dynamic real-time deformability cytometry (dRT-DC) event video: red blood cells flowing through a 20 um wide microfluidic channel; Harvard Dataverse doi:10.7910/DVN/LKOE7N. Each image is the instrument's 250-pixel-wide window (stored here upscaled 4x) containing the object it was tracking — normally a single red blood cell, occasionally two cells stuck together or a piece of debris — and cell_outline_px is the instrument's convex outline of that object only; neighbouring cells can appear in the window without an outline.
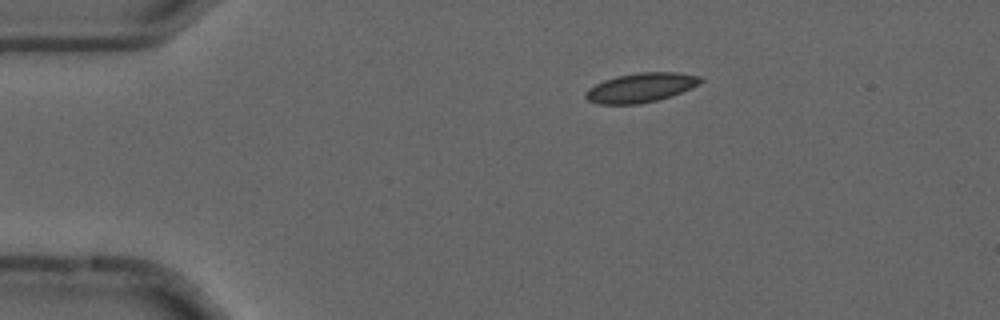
{"species": "common noctule bat (a hibernating species)", "species_latin": "Nyctalus noctula", "temperature_condition": "cold", "stored_images_in_passage": 56, "camera_frame_rate_fps": 3000, "um_per_image_px": 0.085, "animal": {"sex": "male", "forearm_length_mm": 52.5}, "frame": {"image": 1, "passage_image": 11, "time_ms": 3.333, "image_size_px": [1000, 320], "cell_outline_px": [[704, 80], [700, 84], [692, 88], [656, 100], [640, 104], [600, 104], [588, 100], [584, 96], [596, 84], [604, 80], [616, 76], [640, 72], [676, 72], [700, 76]], "centroid_in_image_um": [54.51, 7.44], "position_along_channel_um": 30.5, "area_um2": 19.36}}
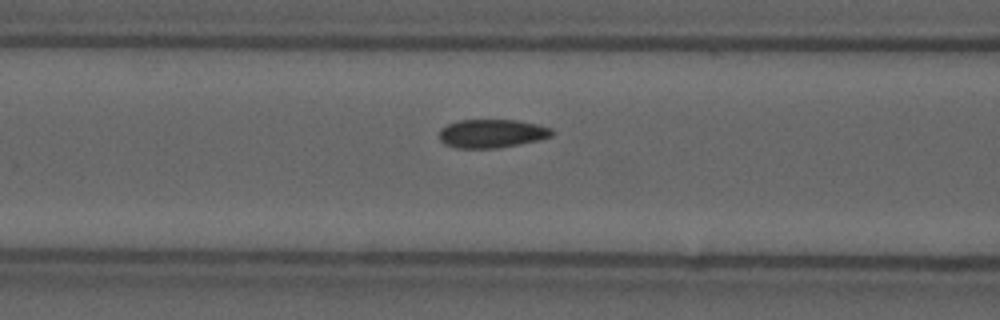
{"frame": {"image": 2, "passage_image": 23, "time_ms": 7.333, "image_size_px": [1000, 320], "cell_outline_px": [[556, 132], [552, 136], [520, 144], [496, 148], [456, 148], [444, 144], [440, 140], [440, 128], [448, 124], [460, 120], [516, 120], [536, 124], [552, 128]], "centroid_in_image_um": [41.81, 11.35], "position_along_channel_um": 124.8, "area_um2": 18.73}}
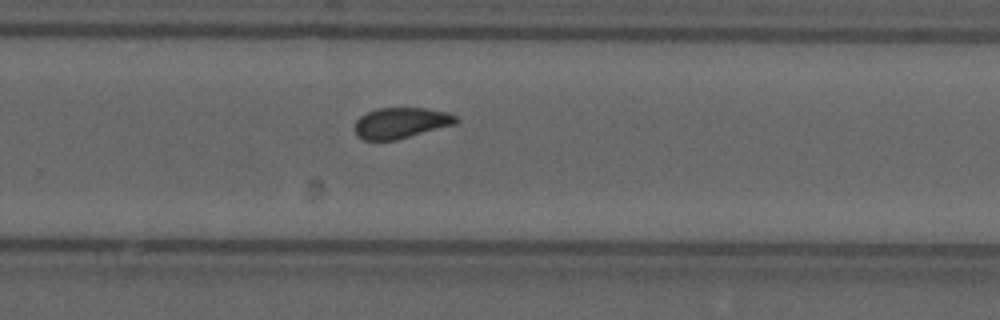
{"frame": {"image": 3, "passage_image": 37, "time_ms": 12.0, "image_size_px": [1000, 320], "cell_outline_px": [[460, 120], [456, 124], [396, 140], [364, 140], [356, 132], [356, 120], [360, 116], [376, 108], [424, 108], [444, 112], [456, 116]], "centroid_in_image_um": [34.1, 10.44], "position_along_channel_um": 295.7, "area_um2": 17.98}, "authors_computed_cell_mechanics": {"area_um2": 18.5538, "velocity_mm_per_s": 3.6754, "shape_relaxation_time_tau1_ms": null, "shape_relaxation_time_tau2_ms": 1.2533, "deformation_change_tau1": null, "deformation_change_tau2": 0.0635}}